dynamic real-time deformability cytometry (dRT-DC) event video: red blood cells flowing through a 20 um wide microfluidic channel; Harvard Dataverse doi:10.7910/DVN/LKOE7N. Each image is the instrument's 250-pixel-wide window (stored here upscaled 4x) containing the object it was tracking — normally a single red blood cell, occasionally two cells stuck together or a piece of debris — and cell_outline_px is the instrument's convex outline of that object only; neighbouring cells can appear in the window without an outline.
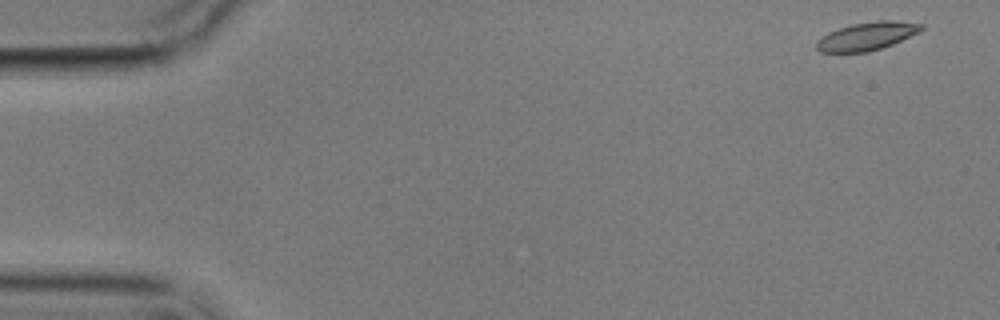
{"species": "common noctule bat (a hibernating species)", "species_latin": "Nyctalus noctula", "temperature_condition": "cold", "stored_images_in_passage": 4, "camera_frame_rate_fps": 3000, "um_per_image_px": 0.085, "animal": {"sex": "male", "body_mass_g": 17.9}, "frame": {"image": 1, "passage_image": 1, "time_ms": 0.0, "image_size_px": [1000, 320], "cell_outline_px": [[924, 28], [920, 32], [892, 44], [868, 52], [820, 52], [816, 48], [816, 40], [828, 32], [852, 24], [876, 20], [892, 20], [924, 24]], "centroid_in_image_um": [73.69, 3.07], "position_along_channel_um": 11.3, "area_um2": 17.17}}